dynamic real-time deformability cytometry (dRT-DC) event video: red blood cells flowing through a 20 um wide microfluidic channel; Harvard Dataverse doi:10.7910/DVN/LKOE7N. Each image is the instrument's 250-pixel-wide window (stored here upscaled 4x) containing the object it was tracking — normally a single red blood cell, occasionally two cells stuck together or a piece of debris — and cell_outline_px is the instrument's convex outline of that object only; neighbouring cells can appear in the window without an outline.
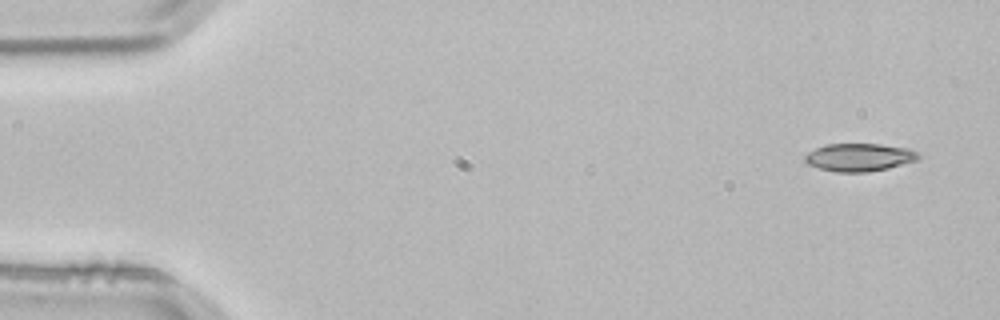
{"species": "common noctule bat (a hibernating species)", "species_latin": "Nyctalus noctula", "temperature_condition": "room temperature", "stored_images_in_passage": 4, "camera_frame_rate_fps": 3000, "um_per_image_px": 0.085, "animal": {"sex": "male", "body_mass_g": 21.5, "forearm_length_mm": 52.0}, "frame": {"image": 1, "passage_image": 1, "time_ms": 0.0, "image_size_px": [1000, 320], "cell_outline_px": [[920, 156], [916, 160], [888, 168], [868, 172], [836, 172], [820, 168], [808, 164], [804, 160], [804, 156], [808, 152], [824, 144], [880, 144], [908, 148], [916, 152]], "centroid_in_image_um": [73.01, 13.37], "position_along_channel_um": 12.0, "area_um2": 18.32}}
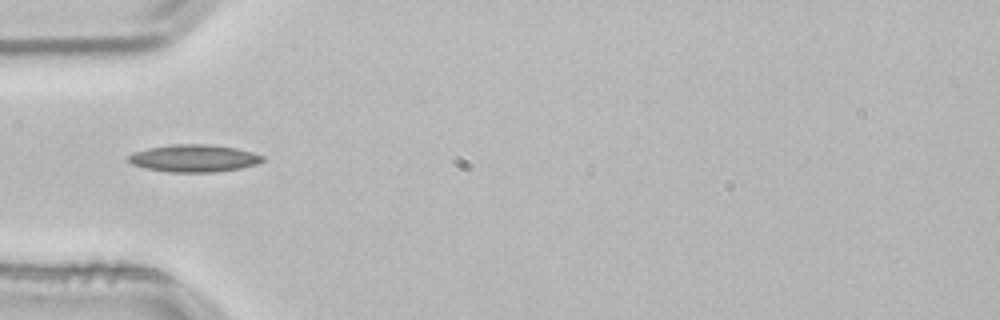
{"frame": {"image": 2, "passage_image": 4, "time_ms": 1.0, "image_size_px": [1000, 320], "cell_outline_px": [[264, 160], [256, 164], [240, 168], [216, 172], [168, 172], [148, 168], [132, 164], [128, 160], [128, 156], [136, 152], [148, 148], [172, 144], [208, 144], [236, 148], [252, 152], [264, 156]], "centroid_in_image_um": [16.51, 13.45], "position_along_channel_um": 68.5, "area_um2": 21.21}}